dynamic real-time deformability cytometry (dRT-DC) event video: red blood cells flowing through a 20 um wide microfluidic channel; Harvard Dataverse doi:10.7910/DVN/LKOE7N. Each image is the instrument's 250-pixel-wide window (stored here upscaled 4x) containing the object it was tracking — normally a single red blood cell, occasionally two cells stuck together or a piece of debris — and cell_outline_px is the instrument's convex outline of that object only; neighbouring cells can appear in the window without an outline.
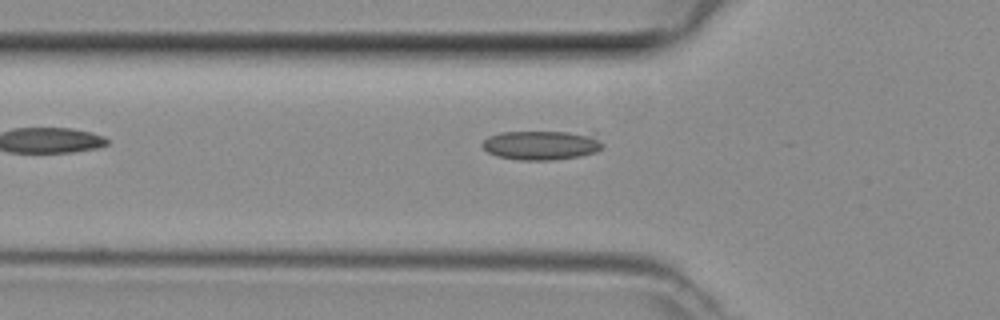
{"species": "common noctule bat (a hibernating species)", "species_latin": "Nyctalus noctula", "temperature_condition": "room temperature", "stored_images_in_passage": 29, "camera_frame_rate_fps": 3000, "um_per_image_px": 0.085, "animal": {"sex": "female", "body_mass_g": 29.2, "forearm_length_mm": 56.3}, "frame": {"image": 1, "passage_image": 3, "time_ms": 0.667, "image_size_px": [1000, 320], "cell_outline_px": [[604, 144], [596, 152], [580, 156], [552, 160], [520, 160], [496, 156], [488, 152], [480, 144], [488, 136], [500, 132], [596, 132]], "centroid_in_image_um": [46.08, 12.32], "position_along_channel_um": 79.7, "area_um2": 20.92}}
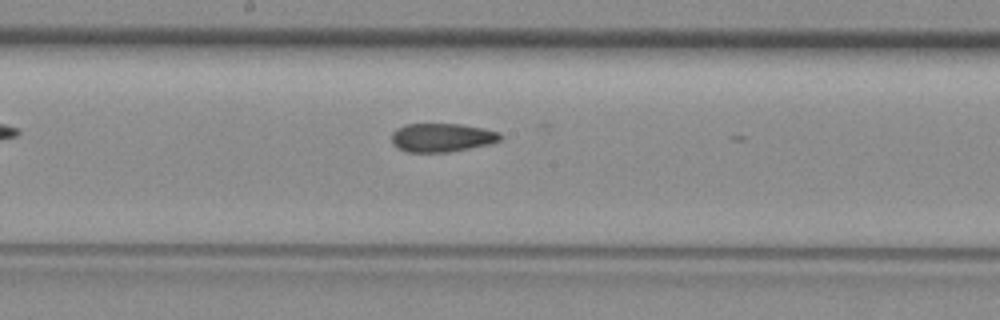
{"frame": {"image": 2, "passage_image": 12, "time_ms": 3.667, "image_size_px": [1000, 320], "cell_outline_px": [[500, 140], [488, 144], [448, 152], [408, 152], [392, 144], [392, 132], [396, 128], [404, 124], [460, 124], [500, 132]], "centroid_in_image_um": [37.51, 11.68], "position_along_channel_um": 210.7, "area_um2": 17.92}}
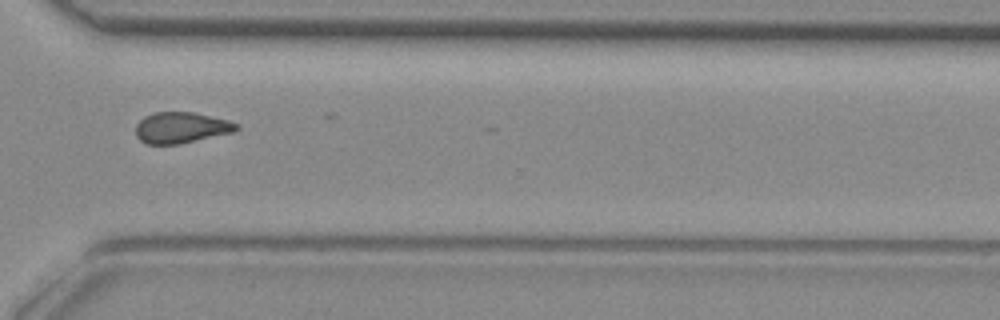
{"frame": {"image": 3, "passage_image": 22, "time_ms": 7.0, "image_size_px": [1000, 320], "cell_outline_px": [[240, 128], [236, 132], [180, 144], [144, 144], [136, 136], [136, 124], [144, 116], [156, 112], [192, 112], [228, 120], [236, 124]], "centroid_in_image_um": [15.4, 10.86], "position_along_channel_um": 355.2, "area_um2": 18.32}}